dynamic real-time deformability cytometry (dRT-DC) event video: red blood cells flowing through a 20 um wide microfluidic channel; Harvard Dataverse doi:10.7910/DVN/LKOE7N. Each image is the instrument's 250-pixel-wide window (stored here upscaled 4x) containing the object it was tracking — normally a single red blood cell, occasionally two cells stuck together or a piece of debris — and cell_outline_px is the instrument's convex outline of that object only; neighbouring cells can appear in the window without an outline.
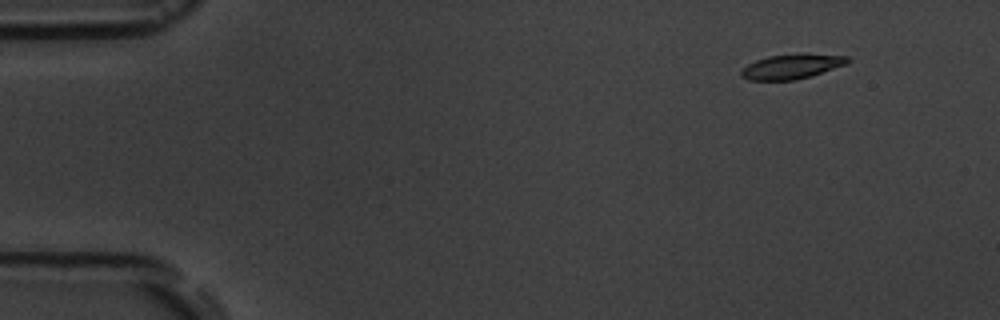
{"species": "common noctule bat (a hibernating species)", "species_latin": "Nyctalus noctula", "temperature_condition": "room temperature", "stored_images_in_passage": 4, "camera_frame_rate_fps": 3000, "um_per_image_px": 0.085, "animal": {"sex": "male", "body_mass_g": 19.5, "forearm_length_mm": 54.6}, "frame": {"image": 1, "passage_image": 1, "time_ms": 0.0, "image_size_px": [1000, 320], "cell_outline_px": [[852, 60], [848, 64], [812, 76], [796, 80], [748, 80], [740, 76], [740, 72], [748, 64], [756, 60], [768, 56], [848, 56]], "centroid_in_image_um": [67.27, 5.71], "position_along_channel_um": 17.7, "area_um2": 14.68}}
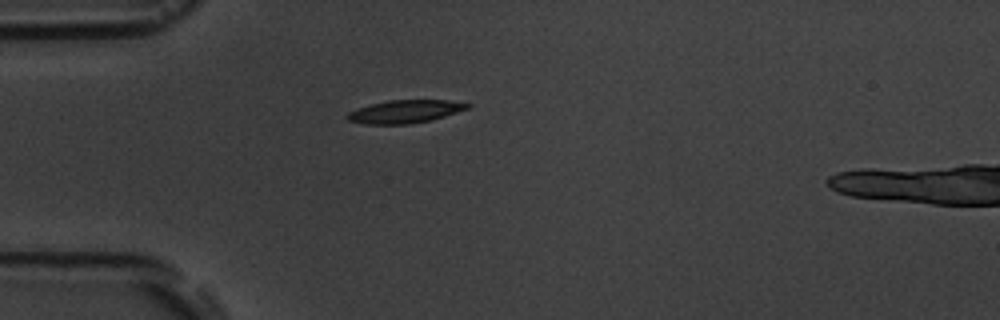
{"frame": {"image": 2, "passage_image": 4, "time_ms": 3.333, "image_size_px": [1000, 320], "cell_outline_px": [[472, 108], [432, 120], [408, 124], [364, 124], [348, 120], [344, 116], [348, 112], [356, 108], [388, 100], [448, 100], [472, 104]], "centroid_in_image_um": [34.45, 9.48], "position_along_channel_um": 50.6, "area_um2": 16.3}}